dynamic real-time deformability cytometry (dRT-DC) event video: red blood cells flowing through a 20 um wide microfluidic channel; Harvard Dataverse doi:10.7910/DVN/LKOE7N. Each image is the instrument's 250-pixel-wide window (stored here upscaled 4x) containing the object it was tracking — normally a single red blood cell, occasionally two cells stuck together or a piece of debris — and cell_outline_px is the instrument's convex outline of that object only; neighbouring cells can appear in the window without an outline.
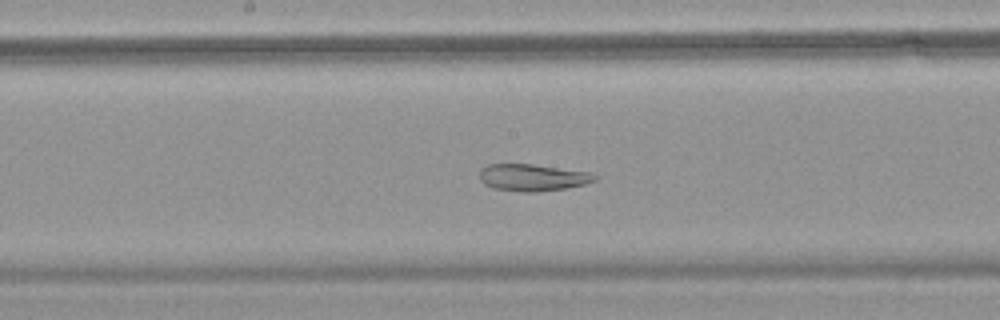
{"species": "common noctule bat (a hibernating species)", "species_latin": "Nyctalus noctula", "temperature_condition": "warm", "stored_images_in_passage": 49, "camera_frame_rate_fps": 3000, "um_per_image_px": 0.085, "animal": {"sex": "female", "body_mass_g": 18.4}, "frame": {"image": 1, "passage_image": 22, "time_ms": 7.0, "image_size_px": [1000, 320], "cell_outline_px": [[600, 176], [596, 180], [584, 184], [568, 188], [536, 192], [524, 192], [492, 188], [484, 184], [480, 180], [480, 168], [488, 164], [532, 164], [592, 172]], "centroid_in_image_um": [45.3, 15.08], "position_along_channel_um": 202.9, "area_um2": 18.32}}
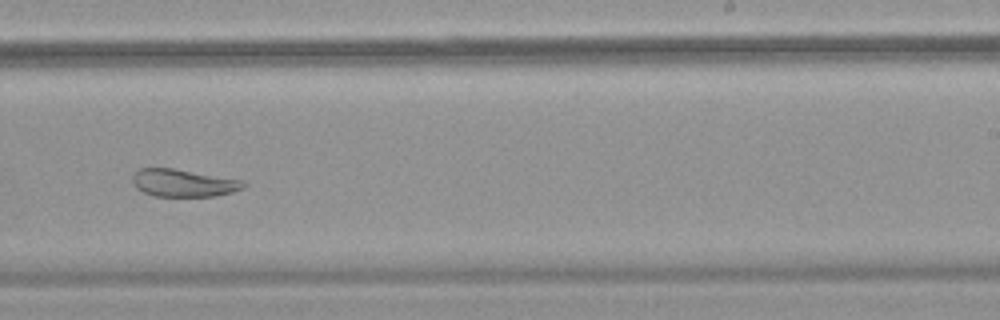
{"frame": {"image": 2, "passage_image": 28, "time_ms": 9.0, "image_size_px": [1000, 320], "cell_outline_px": [[248, 184], [244, 188], [232, 192], [212, 196], [152, 196], [136, 188], [132, 180], [132, 176], [140, 168], [172, 168], [244, 180]], "centroid_in_image_um": [15.61, 15.55], "position_along_channel_um": 273.4, "area_um2": 17.8}}
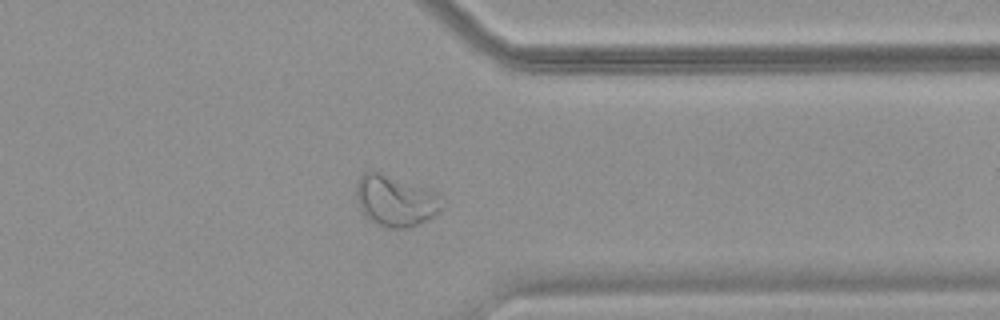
{"frame": {"image": 3, "passage_image": 37, "time_ms": 12.0, "image_size_px": [1000, 320], "cell_outline_px": [[440, 208], [436, 216], [408, 228], [388, 228], [364, 216], [356, 200], [356, 184], [360, 176], [364, 172], [380, 172], [436, 192]], "centroid_in_image_um": [33.55, 17.07], "position_along_channel_um": 377.8, "area_um2": 24.97}, "authors_computed_cell_mechanics": {"area_um2": 24.9696, "velocity_mm_per_s": 3.5358, "shape_relaxation_time_tau1_ms": null, "shape_relaxation_time_tau2_ms": 2.3278, "deformation_change_tau1": null, "deformation_change_tau2": 0.0832}}